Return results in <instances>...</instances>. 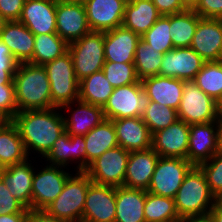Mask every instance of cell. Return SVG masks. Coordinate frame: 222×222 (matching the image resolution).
I'll list each match as a JSON object with an SVG mask.
<instances>
[{
	"label": "cell",
	"mask_w": 222,
	"mask_h": 222,
	"mask_svg": "<svg viewBox=\"0 0 222 222\" xmlns=\"http://www.w3.org/2000/svg\"><path fill=\"white\" fill-rule=\"evenodd\" d=\"M60 108L20 111L11 119L30 156L32 151L45 157L54 142L65 132L63 113ZM59 112H58V111Z\"/></svg>",
	"instance_id": "cell-1"
},
{
	"label": "cell",
	"mask_w": 222,
	"mask_h": 222,
	"mask_svg": "<svg viewBox=\"0 0 222 222\" xmlns=\"http://www.w3.org/2000/svg\"><path fill=\"white\" fill-rule=\"evenodd\" d=\"M13 82L18 112L52 108L50 83L44 66L18 63Z\"/></svg>",
	"instance_id": "cell-2"
},
{
	"label": "cell",
	"mask_w": 222,
	"mask_h": 222,
	"mask_svg": "<svg viewBox=\"0 0 222 222\" xmlns=\"http://www.w3.org/2000/svg\"><path fill=\"white\" fill-rule=\"evenodd\" d=\"M176 212L181 220L205 216L216 203L205 175L199 166H193L186 174L174 198Z\"/></svg>",
	"instance_id": "cell-3"
},
{
	"label": "cell",
	"mask_w": 222,
	"mask_h": 222,
	"mask_svg": "<svg viewBox=\"0 0 222 222\" xmlns=\"http://www.w3.org/2000/svg\"><path fill=\"white\" fill-rule=\"evenodd\" d=\"M75 172L57 198L44 209L48 215L69 222H82L87 190L92 181L84 171Z\"/></svg>",
	"instance_id": "cell-4"
},
{
	"label": "cell",
	"mask_w": 222,
	"mask_h": 222,
	"mask_svg": "<svg viewBox=\"0 0 222 222\" xmlns=\"http://www.w3.org/2000/svg\"><path fill=\"white\" fill-rule=\"evenodd\" d=\"M44 68L50 83L52 108L79 100V81L69 51L45 64Z\"/></svg>",
	"instance_id": "cell-5"
},
{
	"label": "cell",
	"mask_w": 222,
	"mask_h": 222,
	"mask_svg": "<svg viewBox=\"0 0 222 222\" xmlns=\"http://www.w3.org/2000/svg\"><path fill=\"white\" fill-rule=\"evenodd\" d=\"M75 75L82 79L102 70L105 63L104 32L90 31L79 40L68 44Z\"/></svg>",
	"instance_id": "cell-6"
},
{
	"label": "cell",
	"mask_w": 222,
	"mask_h": 222,
	"mask_svg": "<svg viewBox=\"0 0 222 222\" xmlns=\"http://www.w3.org/2000/svg\"><path fill=\"white\" fill-rule=\"evenodd\" d=\"M178 118L188 125L219 121L217 102L205 94L194 81H184Z\"/></svg>",
	"instance_id": "cell-7"
},
{
	"label": "cell",
	"mask_w": 222,
	"mask_h": 222,
	"mask_svg": "<svg viewBox=\"0 0 222 222\" xmlns=\"http://www.w3.org/2000/svg\"><path fill=\"white\" fill-rule=\"evenodd\" d=\"M129 155V151L118 145L92 161L84 172L96 184L123 186Z\"/></svg>",
	"instance_id": "cell-8"
},
{
	"label": "cell",
	"mask_w": 222,
	"mask_h": 222,
	"mask_svg": "<svg viewBox=\"0 0 222 222\" xmlns=\"http://www.w3.org/2000/svg\"><path fill=\"white\" fill-rule=\"evenodd\" d=\"M192 167L193 165L186 159L159 157L146 191L174 199L186 174Z\"/></svg>",
	"instance_id": "cell-9"
},
{
	"label": "cell",
	"mask_w": 222,
	"mask_h": 222,
	"mask_svg": "<svg viewBox=\"0 0 222 222\" xmlns=\"http://www.w3.org/2000/svg\"><path fill=\"white\" fill-rule=\"evenodd\" d=\"M48 164L39 172L34 171L32 210H44L62 192L67 179L73 175L64 170L67 167Z\"/></svg>",
	"instance_id": "cell-10"
},
{
	"label": "cell",
	"mask_w": 222,
	"mask_h": 222,
	"mask_svg": "<svg viewBox=\"0 0 222 222\" xmlns=\"http://www.w3.org/2000/svg\"><path fill=\"white\" fill-rule=\"evenodd\" d=\"M142 82L116 87L103 107L105 119L142 117L145 105Z\"/></svg>",
	"instance_id": "cell-11"
},
{
	"label": "cell",
	"mask_w": 222,
	"mask_h": 222,
	"mask_svg": "<svg viewBox=\"0 0 222 222\" xmlns=\"http://www.w3.org/2000/svg\"><path fill=\"white\" fill-rule=\"evenodd\" d=\"M116 187L92 182L87 190L82 222H115Z\"/></svg>",
	"instance_id": "cell-12"
},
{
	"label": "cell",
	"mask_w": 222,
	"mask_h": 222,
	"mask_svg": "<svg viewBox=\"0 0 222 222\" xmlns=\"http://www.w3.org/2000/svg\"><path fill=\"white\" fill-rule=\"evenodd\" d=\"M205 62L191 47L173 48L163 54L159 75L193 81Z\"/></svg>",
	"instance_id": "cell-13"
},
{
	"label": "cell",
	"mask_w": 222,
	"mask_h": 222,
	"mask_svg": "<svg viewBox=\"0 0 222 222\" xmlns=\"http://www.w3.org/2000/svg\"><path fill=\"white\" fill-rule=\"evenodd\" d=\"M56 31L67 44L88 34L91 29L84 5L56 0Z\"/></svg>",
	"instance_id": "cell-14"
},
{
	"label": "cell",
	"mask_w": 222,
	"mask_h": 222,
	"mask_svg": "<svg viewBox=\"0 0 222 222\" xmlns=\"http://www.w3.org/2000/svg\"><path fill=\"white\" fill-rule=\"evenodd\" d=\"M190 47L206 62L222 61V19L201 18Z\"/></svg>",
	"instance_id": "cell-15"
},
{
	"label": "cell",
	"mask_w": 222,
	"mask_h": 222,
	"mask_svg": "<svg viewBox=\"0 0 222 222\" xmlns=\"http://www.w3.org/2000/svg\"><path fill=\"white\" fill-rule=\"evenodd\" d=\"M190 125L178 119L169 127L152 135V148L160 157L187 160Z\"/></svg>",
	"instance_id": "cell-16"
},
{
	"label": "cell",
	"mask_w": 222,
	"mask_h": 222,
	"mask_svg": "<svg viewBox=\"0 0 222 222\" xmlns=\"http://www.w3.org/2000/svg\"><path fill=\"white\" fill-rule=\"evenodd\" d=\"M125 5L122 0H89L84 8L91 31L106 32L122 26Z\"/></svg>",
	"instance_id": "cell-17"
},
{
	"label": "cell",
	"mask_w": 222,
	"mask_h": 222,
	"mask_svg": "<svg viewBox=\"0 0 222 222\" xmlns=\"http://www.w3.org/2000/svg\"><path fill=\"white\" fill-rule=\"evenodd\" d=\"M218 121L190 125L187 160L193 166L207 162L217 150Z\"/></svg>",
	"instance_id": "cell-18"
},
{
	"label": "cell",
	"mask_w": 222,
	"mask_h": 222,
	"mask_svg": "<svg viewBox=\"0 0 222 222\" xmlns=\"http://www.w3.org/2000/svg\"><path fill=\"white\" fill-rule=\"evenodd\" d=\"M86 144L83 135H69L66 131L54 142L51 150L43 158L49 165L69 166L78 163L76 171L86 170ZM76 159V160H75ZM79 160V161H77Z\"/></svg>",
	"instance_id": "cell-19"
},
{
	"label": "cell",
	"mask_w": 222,
	"mask_h": 222,
	"mask_svg": "<svg viewBox=\"0 0 222 222\" xmlns=\"http://www.w3.org/2000/svg\"><path fill=\"white\" fill-rule=\"evenodd\" d=\"M19 21L34 35L57 33L56 0H25Z\"/></svg>",
	"instance_id": "cell-20"
},
{
	"label": "cell",
	"mask_w": 222,
	"mask_h": 222,
	"mask_svg": "<svg viewBox=\"0 0 222 222\" xmlns=\"http://www.w3.org/2000/svg\"><path fill=\"white\" fill-rule=\"evenodd\" d=\"M159 157V154L153 148L131 151L123 186L147 190Z\"/></svg>",
	"instance_id": "cell-21"
},
{
	"label": "cell",
	"mask_w": 222,
	"mask_h": 222,
	"mask_svg": "<svg viewBox=\"0 0 222 222\" xmlns=\"http://www.w3.org/2000/svg\"><path fill=\"white\" fill-rule=\"evenodd\" d=\"M141 36L123 26L104 32L105 61L134 63L135 50Z\"/></svg>",
	"instance_id": "cell-22"
},
{
	"label": "cell",
	"mask_w": 222,
	"mask_h": 222,
	"mask_svg": "<svg viewBox=\"0 0 222 222\" xmlns=\"http://www.w3.org/2000/svg\"><path fill=\"white\" fill-rule=\"evenodd\" d=\"M117 143L125 150L139 151L152 148V135L142 117H127L112 120Z\"/></svg>",
	"instance_id": "cell-23"
},
{
	"label": "cell",
	"mask_w": 222,
	"mask_h": 222,
	"mask_svg": "<svg viewBox=\"0 0 222 222\" xmlns=\"http://www.w3.org/2000/svg\"><path fill=\"white\" fill-rule=\"evenodd\" d=\"M26 161L5 167L0 177L5 186L26 209H32V182L35 167Z\"/></svg>",
	"instance_id": "cell-24"
},
{
	"label": "cell",
	"mask_w": 222,
	"mask_h": 222,
	"mask_svg": "<svg viewBox=\"0 0 222 222\" xmlns=\"http://www.w3.org/2000/svg\"><path fill=\"white\" fill-rule=\"evenodd\" d=\"M141 82L146 101H154L175 110L178 109L182 98L184 80L156 75L145 78Z\"/></svg>",
	"instance_id": "cell-25"
},
{
	"label": "cell",
	"mask_w": 222,
	"mask_h": 222,
	"mask_svg": "<svg viewBox=\"0 0 222 222\" xmlns=\"http://www.w3.org/2000/svg\"><path fill=\"white\" fill-rule=\"evenodd\" d=\"M73 104L77 106V109H74L75 105L73 106ZM62 109L72 113L70 116V113H68V118L66 115L65 117L63 116L65 131L69 135L84 136L105 119L102 107L80 100L66 104L60 108L61 111Z\"/></svg>",
	"instance_id": "cell-26"
},
{
	"label": "cell",
	"mask_w": 222,
	"mask_h": 222,
	"mask_svg": "<svg viewBox=\"0 0 222 222\" xmlns=\"http://www.w3.org/2000/svg\"><path fill=\"white\" fill-rule=\"evenodd\" d=\"M0 39L8 46L18 63L29 62L32 59L34 34L19 20L6 21L0 30Z\"/></svg>",
	"instance_id": "cell-27"
},
{
	"label": "cell",
	"mask_w": 222,
	"mask_h": 222,
	"mask_svg": "<svg viewBox=\"0 0 222 222\" xmlns=\"http://www.w3.org/2000/svg\"><path fill=\"white\" fill-rule=\"evenodd\" d=\"M146 190L116 187L115 222H146L144 206Z\"/></svg>",
	"instance_id": "cell-28"
},
{
	"label": "cell",
	"mask_w": 222,
	"mask_h": 222,
	"mask_svg": "<svg viewBox=\"0 0 222 222\" xmlns=\"http://www.w3.org/2000/svg\"><path fill=\"white\" fill-rule=\"evenodd\" d=\"M160 17L151 0H133L125 5L122 26L142 36Z\"/></svg>",
	"instance_id": "cell-29"
},
{
	"label": "cell",
	"mask_w": 222,
	"mask_h": 222,
	"mask_svg": "<svg viewBox=\"0 0 222 222\" xmlns=\"http://www.w3.org/2000/svg\"><path fill=\"white\" fill-rule=\"evenodd\" d=\"M86 144V169L96 158L108 149L118 146L116 131L112 120L104 119L100 124L84 135Z\"/></svg>",
	"instance_id": "cell-30"
},
{
	"label": "cell",
	"mask_w": 222,
	"mask_h": 222,
	"mask_svg": "<svg viewBox=\"0 0 222 222\" xmlns=\"http://www.w3.org/2000/svg\"><path fill=\"white\" fill-rule=\"evenodd\" d=\"M29 159L24 143L11 120L0 125V161L4 167Z\"/></svg>",
	"instance_id": "cell-31"
},
{
	"label": "cell",
	"mask_w": 222,
	"mask_h": 222,
	"mask_svg": "<svg viewBox=\"0 0 222 222\" xmlns=\"http://www.w3.org/2000/svg\"><path fill=\"white\" fill-rule=\"evenodd\" d=\"M113 90L114 87L100 70L79 82V100L103 108Z\"/></svg>",
	"instance_id": "cell-32"
},
{
	"label": "cell",
	"mask_w": 222,
	"mask_h": 222,
	"mask_svg": "<svg viewBox=\"0 0 222 222\" xmlns=\"http://www.w3.org/2000/svg\"><path fill=\"white\" fill-rule=\"evenodd\" d=\"M200 19L192 8L170 15L169 32L174 48L190 47Z\"/></svg>",
	"instance_id": "cell-33"
},
{
	"label": "cell",
	"mask_w": 222,
	"mask_h": 222,
	"mask_svg": "<svg viewBox=\"0 0 222 222\" xmlns=\"http://www.w3.org/2000/svg\"><path fill=\"white\" fill-rule=\"evenodd\" d=\"M67 51L68 44L57 33L34 35L33 57L29 63L44 66Z\"/></svg>",
	"instance_id": "cell-34"
},
{
	"label": "cell",
	"mask_w": 222,
	"mask_h": 222,
	"mask_svg": "<svg viewBox=\"0 0 222 222\" xmlns=\"http://www.w3.org/2000/svg\"><path fill=\"white\" fill-rule=\"evenodd\" d=\"M146 222H181L173 198L155 195L146 191L144 206Z\"/></svg>",
	"instance_id": "cell-35"
},
{
	"label": "cell",
	"mask_w": 222,
	"mask_h": 222,
	"mask_svg": "<svg viewBox=\"0 0 222 222\" xmlns=\"http://www.w3.org/2000/svg\"><path fill=\"white\" fill-rule=\"evenodd\" d=\"M162 61L163 54L156 52L141 38L134 56V66L139 80L159 75Z\"/></svg>",
	"instance_id": "cell-36"
},
{
	"label": "cell",
	"mask_w": 222,
	"mask_h": 222,
	"mask_svg": "<svg viewBox=\"0 0 222 222\" xmlns=\"http://www.w3.org/2000/svg\"><path fill=\"white\" fill-rule=\"evenodd\" d=\"M193 81L205 94L218 102L222 98V61L205 62Z\"/></svg>",
	"instance_id": "cell-37"
},
{
	"label": "cell",
	"mask_w": 222,
	"mask_h": 222,
	"mask_svg": "<svg viewBox=\"0 0 222 222\" xmlns=\"http://www.w3.org/2000/svg\"><path fill=\"white\" fill-rule=\"evenodd\" d=\"M142 119L148 126L151 135H153L157 131L169 127L179 118L178 112L174 108L154 101H145Z\"/></svg>",
	"instance_id": "cell-38"
},
{
	"label": "cell",
	"mask_w": 222,
	"mask_h": 222,
	"mask_svg": "<svg viewBox=\"0 0 222 222\" xmlns=\"http://www.w3.org/2000/svg\"><path fill=\"white\" fill-rule=\"evenodd\" d=\"M169 28L170 15H161L141 38L156 52L165 54L174 48Z\"/></svg>",
	"instance_id": "cell-39"
},
{
	"label": "cell",
	"mask_w": 222,
	"mask_h": 222,
	"mask_svg": "<svg viewBox=\"0 0 222 222\" xmlns=\"http://www.w3.org/2000/svg\"><path fill=\"white\" fill-rule=\"evenodd\" d=\"M102 71L114 88L140 81L137 77L134 63L105 61Z\"/></svg>",
	"instance_id": "cell-40"
},
{
	"label": "cell",
	"mask_w": 222,
	"mask_h": 222,
	"mask_svg": "<svg viewBox=\"0 0 222 222\" xmlns=\"http://www.w3.org/2000/svg\"><path fill=\"white\" fill-rule=\"evenodd\" d=\"M13 76L0 74V114L6 120H11L18 112Z\"/></svg>",
	"instance_id": "cell-41"
},
{
	"label": "cell",
	"mask_w": 222,
	"mask_h": 222,
	"mask_svg": "<svg viewBox=\"0 0 222 222\" xmlns=\"http://www.w3.org/2000/svg\"><path fill=\"white\" fill-rule=\"evenodd\" d=\"M199 167L205 175L211 193L217 197L222 192V154H214Z\"/></svg>",
	"instance_id": "cell-42"
},
{
	"label": "cell",
	"mask_w": 222,
	"mask_h": 222,
	"mask_svg": "<svg viewBox=\"0 0 222 222\" xmlns=\"http://www.w3.org/2000/svg\"><path fill=\"white\" fill-rule=\"evenodd\" d=\"M14 213H29V210L12 196L10 190L5 186V182L0 177V215Z\"/></svg>",
	"instance_id": "cell-43"
},
{
	"label": "cell",
	"mask_w": 222,
	"mask_h": 222,
	"mask_svg": "<svg viewBox=\"0 0 222 222\" xmlns=\"http://www.w3.org/2000/svg\"><path fill=\"white\" fill-rule=\"evenodd\" d=\"M191 8L201 18L222 19V0H197Z\"/></svg>",
	"instance_id": "cell-44"
},
{
	"label": "cell",
	"mask_w": 222,
	"mask_h": 222,
	"mask_svg": "<svg viewBox=\"0 0 222 222\" xmlns=\"http://www.w3.org/2000/svg\"><path fill=\"white\" fill-rule=\"evenodd\" d=\"M25 0H0V13L7 21L19 20Z\"/></svg>",
	"instance_id": "cell-45"
},
{
	"label": "cell",
	"mask_w": 222,
	"mask_h": 222,
	"mask_svg": "<svg viewBox=\"0 0 222 222\" xmlns=\"http://www.w3.org/2000/svg\"><path fill=\"white\" fill-rule=\"evenodd\" d=\"M17 65L10 49L0 39V74H15Z\"/></svg>",
	"instance_id": "cell-46"
},
{
	"label": "cell",
	"mask_w": 222,
	"mask_h": 222,
	"mask_svg": "<svg viewBox=\"0 0 222 222\" xmlns=\"http://www.w3.org/2000/svg\"><path fill=\"white\" fill-rule=\"evenodd\" d=\"M161 15H171L183 12L189 7L183 0H151Z\"/></svg>",
	"instance_id": "cell-47"
},
{
	"label": "cell",
	"mask_w": 222,
	"mask_h": 222,
	"mask_svg": "<svg viewBox=\"0 0 222 222\" xmlns=\"http://www.w3.org/2000/svg\"><path fill=\"white\" fill-rule=\"evenodd\" d=\"M27 222H69L48 215L44 210H29Z\"/></svg>",
	"instance_id": "cell-48"
},
{
	"label": "cell",
	"mask_w": 222,
	"mask_h": 222,
	"mask_svg": "<svg viewBox=\"0 0 222 222\" xmlns=\"http://www.w3.org/2000/svg\"><path fill=\"white\" fill-rule=\"evenodd\" d=\"M28 213H14L0 215V222H27Z\"/></svg>",
	"instance_id": "cell-49"
},
{
	"label": "cell",
	"mask_w": 222,
	"mask_h": 222,
	"mask_svg": "<svg viewBox=\"0 0 222 222\" xmlns=\"http://www.w3.org/2000/svg\"><path fill=\"white\" fill-rule=\"evenodd\" d=\"M209 215L214 222H222V207L215 203L213 208L209 211Z\"/></svg>",
	"instance_id": "cell-50"
},
{
	"label": "cell",
	"mask_w": 222,
	"mask_h": 222,
	"mask_svg": "<svg viewBox=\"0 0 222 222\" xmlns=\"http://www.w3.org/2000/svg\"><path fill=\"white\" fill-rule=\"evenodd\" d=\"M181 222H214V220L208 214L205 216L189 217V218L183 219Z\"/></svg>",
	"instance_id": "cell-51"
},
{
	"label": "cell",
	"mask_w": 222,
	"mask_h": 222,
	"mask_svg": "<svg viewBox=\"0 0 222 222\" xmlns=\"http://www.w3.org/2000/svg\"><path fill=\"white\" fill-rule=\"evenodd\" d=\"M216 153L222 154V120L218 121Z\"/></svg>",
	"instance_id": "cell-52"
},
{
	"label": "cell",
	"mask_w": 222,
	"mask_h": 222,
	"mask_svg": "<svg viewBox=\"0 0 222 222\" xmlns=\"http://www.w3.org/2000/svg\"><path fill=\"white\" fill-rule=\"evenodd\" d=\"M218 107V119L222 120V98L217 102Z\"/></svg>",
	"instance_id": "cell-53"
},
{
	"label": "cell",
	"mask_w": 222,
	"mask_h": 222,
	"mask_svg": "<svg viewBox=\"0 0 222 222\" xmlns=\"http://www.w3.org/2000/svg\"><path fill=\"white\" fill-rule=\"evenodd\" d=\"M69 3L85 5L89 0H64Z\"/></svg>",
	"instance_id": "cell-54"
},
{
	"label": "cell",
	"mask_w": 222,
	"mask_h": 222,
	"mask_svg": "<svg viewBox=\"0 0 222 222\" xmlns=\"http://www.w3.org/2000/svg\"><path fill=\"white\" fill-rule=\"evenodd\" d=\"M183 1L189 8H191L197 0H183Z\"/></svg>",
	"instance_id": "cell-55"
},
{
	"label": "cell",
	"mask_w": 222,
	"mask_h": 222,
	"mask_svg": "<svg viewBox=\"0 0 222 222\" xmlns=\"http://www.w3.org/2000/svg\"><path fill=\"white\" fill-rule=\"evenodd\" d=\"M6 21L7 20L0 13V30L4 27Z\"/></svg>",
	"instance_id": "cell-56"
},
{
	"label": "cell",
	"mask_w": 222,
	"mask_h": 222,
	"mask_svg": "<svg viewBox=\"0 0 222 222\" xmlns=\"http://www.w3.org/2000/svg\"><path fill=\"white\" fill-rule=\"evenodd\" d=\"M216 203L222 207V192L216 197Z\"/></svg>",
	"instance_id": "cell-57"
},
{
	"label": "cell",
	"mask_w": 222,
	"mask_h": 222,
	"mask_svg": "<svg viewBox=\"0 0 222 222\" xmlns=\"http://www.w3.org/2000/svg\"><path fill=\"white\" fill-rule=\"evenodd\" d=\"M7 120L0 114V125L5 123Z\"/></svg>",
	"instance_id": "cell-58"
},
{
	"label": "cell",
	"mask_w": 222,
	"mask_h": 222,
	"mask_svg": "<svg viewBox=\"0 0 222 222\" xmlns=\"http://www.w3.org/2000/svg\"><path fill=\"white\" fill-rule=\"evenodd\" d=\"M125 4L132 3L133 0H122Z\"/></svg>",
	"instance_id": "cell-59"
},
{
	"label": "cell",
	"mask_w": 222,
	"mask_h": 222,
	"mask_svg": "<svg viewBox=\"0 0 222 222\" xmlns=\"http://www.w3.org/2000/svg\"><path fill=\"white\" fill-rule=\"evenodd\" d=\"M3 169H5V167L2 165V163H1V161H0V173H1V171H2Z\"/></svg>",
	"instance_id": "cell-60"
}]
</instances>
